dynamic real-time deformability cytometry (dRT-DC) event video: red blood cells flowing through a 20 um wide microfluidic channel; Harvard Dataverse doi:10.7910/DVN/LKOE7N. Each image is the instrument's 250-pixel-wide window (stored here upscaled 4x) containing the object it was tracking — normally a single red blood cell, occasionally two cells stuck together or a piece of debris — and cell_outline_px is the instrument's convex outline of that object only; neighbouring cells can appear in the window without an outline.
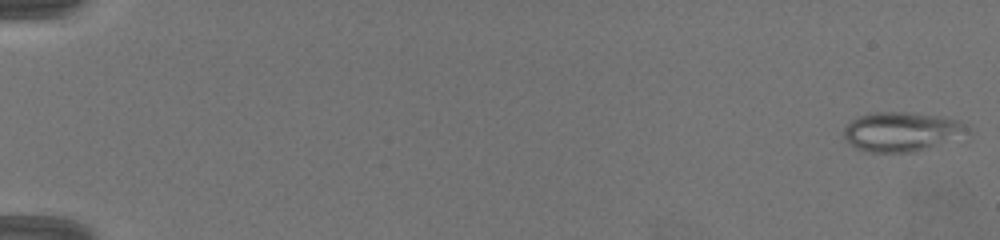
{"species": "common noctule bat (a hibernating species)", "species_latin": "Nyctalus noctula", "temperature_condition": "warm", "stored_images_in_passage": 48, "camera_frame_rate_fps": 3000, "um_per_image_px": 0.085, "animal": {"sex": "female", "body_mass_g": 19.5, "forearm_length_mm": 54.1}, "frame": {"image": 1, "passage_image": 1, "time_ms": 0.0, "image_size_px": [1000, 240], "cell_outline_px": [[972, 140], [916, 152], [864, 152], [848, 144], [844, 136], [844, 128], [852, 120], [860, 116], [872, 112], [908, 112], [944, 116], [960, 120], [972, 124]], "centroid_in_image_um": [76.93, 11.22], "position_along_channel_um": 8.1, "area_um2": 30.46}}
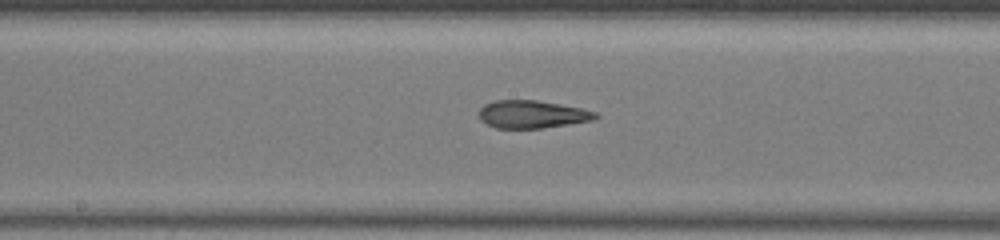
{"frame": {"image": 2, "passage_image": 37, "time_ms": 12.0, "image_size_px": [1000, 240], "cell_outline_px": [[600, 116], [592, 120], [544, 128], [496, 128], [480, 120], [480, 108], [484, 104], [496, 100], [536, 100], [560, 104], [580, 108], [596, 112]], "centroid_in_image_um": [45.22, 9.71], "position_along_channel_um": 203.0, "area_um2": 18.73}}
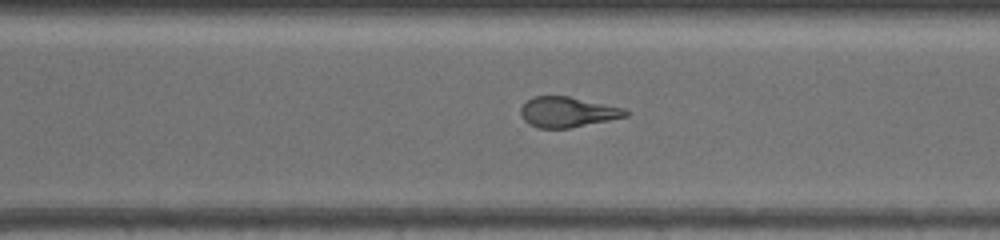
{"frame": {"image": 3, "passage_image": 48, "time_ms": 15.667, "image_size_px": [1000, 240], "cell_outline_px": [[628, 116], [568, 128], [536, 128], [528, 124], [520, 116], [520, 108], [532, 96], [568, 96], [624, 108], [628, 112]], "centroid_in_image_um": [48.19, 9.52], "position_along_channel_um": 322.4, "area_um2": 18.44}}